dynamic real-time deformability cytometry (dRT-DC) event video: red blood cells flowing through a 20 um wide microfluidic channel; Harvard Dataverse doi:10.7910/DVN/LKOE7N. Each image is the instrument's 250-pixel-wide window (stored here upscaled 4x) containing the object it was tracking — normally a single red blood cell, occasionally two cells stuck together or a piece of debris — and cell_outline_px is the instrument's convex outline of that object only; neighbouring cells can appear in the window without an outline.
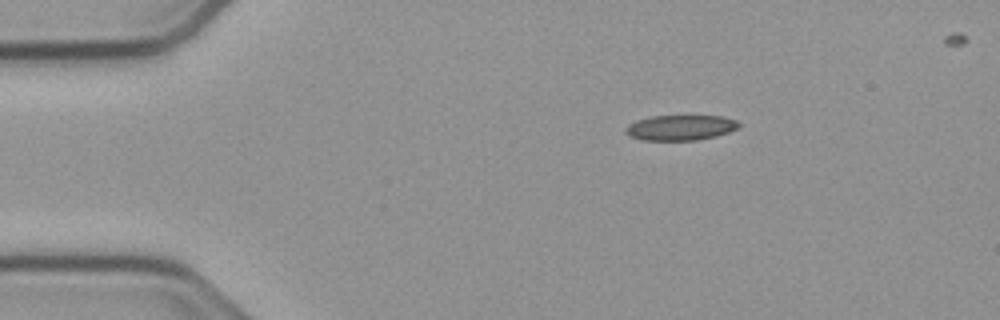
{"species": "common noctule bat (a hibernating species)", "species_latin": "Nyctalus noctula", "temperature_condition": "cold", "stored_images_in_passage": 43, "camera_frame_rate_fps": 3000, "um_per_image_px": 0.085, "animal": {"sex": "male", "body_mass_g": 23.1, "forearm_length_mm": 52.7}, "frame": {"image": 1, "passage_image": 1, "time_ms": 0.0, "image_size_px": [1000, 320], "cell_outline_px": [[740, 128], [716, 136], [696, 140], [644, 140], [628, 136], [624, 132], [624, 128], [628, 124], [636, 120], [652, 116], [720, 116], [736, 120], [740, 124]], "centroid_in_image_um": [57.81, 10.85], "position_along_channel_um": 27.2, "area_um2": 16.76}}
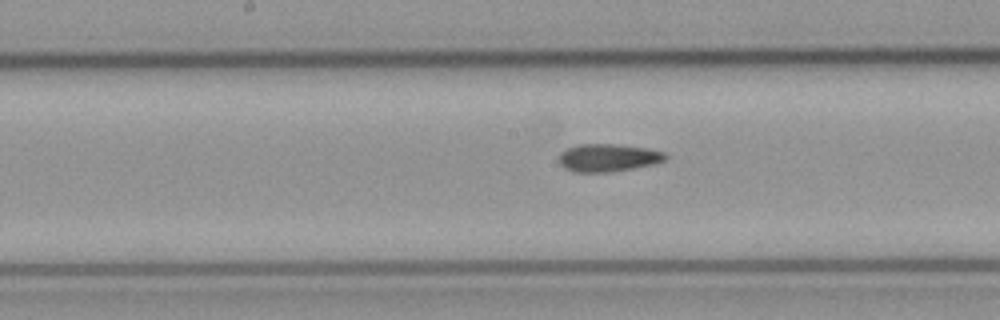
{"frame": {"image": 2, "passage_image": 19, "time_ms": 6.0, "image_size_px": [1000, 320], "cell_outline_px": [[668, 156], [664, 160], [656, 164], [612, 172], [572, 172], [564, 168], [560, 164], [556, 156], [560, 152], [568, 148], [580, 144], [616, 144], [648, 148], [664, 152]], "centroid_in_image_um": [51.66, 13.41], "position_along_channel_um": 196.5, "area_um2": 17.51}}
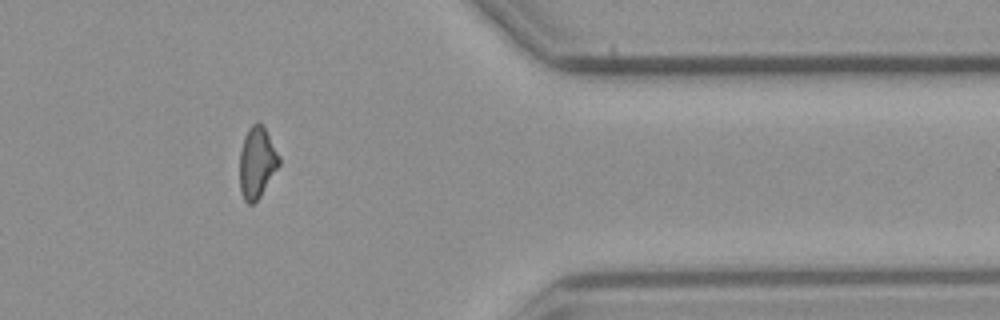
{"frame": {"image": 3, "passage_image": 36, "time_ms": 11.667, "image_size_px": [1000, 320], "cell_outline_px": [[280, 164], [260, 196], [252, 204], [248, 204], [244, 200], [240, 192], [240, 152], [244, 136], [248, 128], [256, 120], [264, 128], [280, 156]], "centroid_in_image_um": [21.83, 13.81], "position_along_channel_um": 389.6, "area_um2": 16.24}}